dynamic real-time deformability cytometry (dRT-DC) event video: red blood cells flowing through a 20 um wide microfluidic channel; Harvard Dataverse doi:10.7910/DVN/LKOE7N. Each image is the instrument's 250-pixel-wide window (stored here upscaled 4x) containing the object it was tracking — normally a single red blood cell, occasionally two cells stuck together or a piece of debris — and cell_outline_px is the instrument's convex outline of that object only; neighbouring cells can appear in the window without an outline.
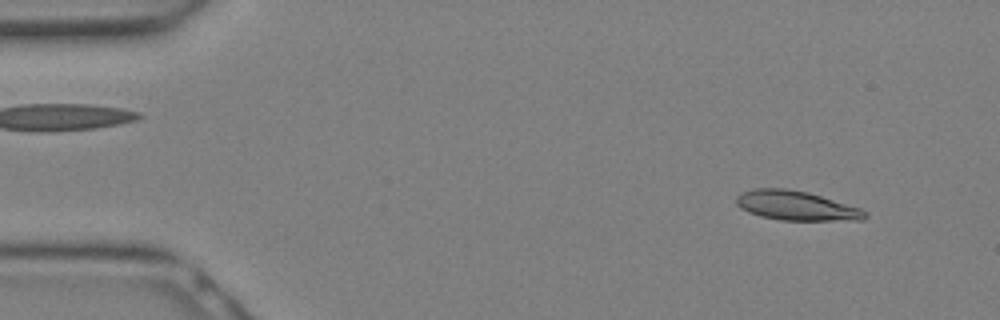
{"species": "Egyptian fruit bat (a non-hibernating species)", "species_latin": "Rousettus aegyptiacus", "temperature_condition": "warm", "stored_images_in_passage": 13, "camera_frame_rate_fps": 3000, "um_per_image_px": 0.085, "animal": {"sex": "female"}, "frame": {"image": 1, "passage_image": 2, "time_ms": 0.333, "image_size_px": [1000, 320], "cell_outline_px": [[868, 216], [864, 220], [780, 220], [760, 216], [748, 212], [740, 208], [736, 204], [736, 196], [740, 192], [752, 188], [784, 188], [808, 192], [860, 208], [868, 212]], "centroid_in_image_um": [67.65, 17.48], "position_along_channel_um": 17.4, "area_um2": 22.2}}
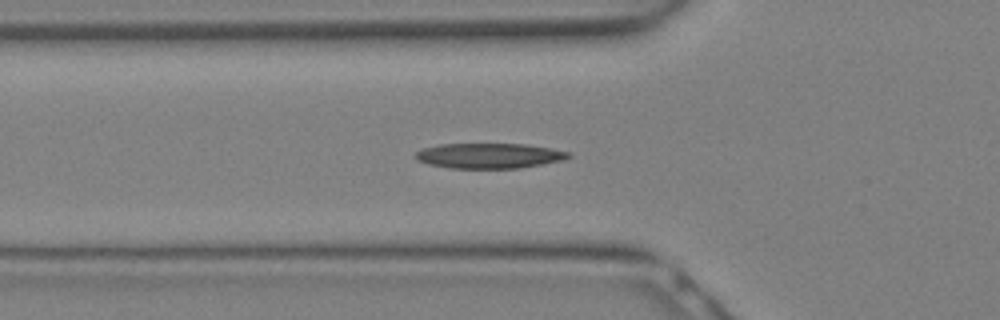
{"frame": {"image": 2, "passage_image": 9, "time_ms": 2.667, "image_size_px": [1000, 320], "cell_outline_px": [[572, 156], [564, 160], [520, 168], [448, 168], [428, 164], [420, 160], [416, 156], [416, 152], [420, 148], [436, 144], [524, 144], [548, 148], [568, 152]], "centroid_in_image_um": [41.55, 13.23], "position_along_channel_um": 84.2, "area_um2": 22.37}}
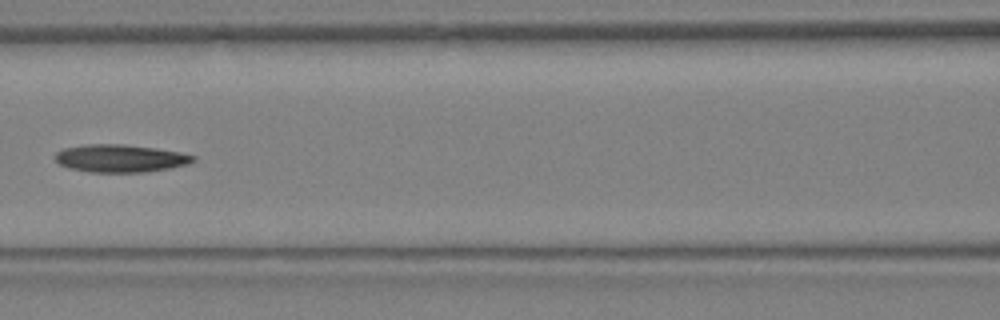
{"frame": {"image": 3, "passage_image": 12, "time_ms": 3.667, "image_size_px": [1000, 320], "cell_outline_px": [[196, 160], [188, 164], [168, 168], [144, 172], [88, 172], [68, 168], [60, 164], [56, 160], [56, 152], [60, 148], [84, 144], [124, 144], [156, 148], [180, 152], [196, 156]], "centroid_in_image_um": [10.2, 13.45], "position_along_channel_um": 156.4, "area_um2": 22.43}}